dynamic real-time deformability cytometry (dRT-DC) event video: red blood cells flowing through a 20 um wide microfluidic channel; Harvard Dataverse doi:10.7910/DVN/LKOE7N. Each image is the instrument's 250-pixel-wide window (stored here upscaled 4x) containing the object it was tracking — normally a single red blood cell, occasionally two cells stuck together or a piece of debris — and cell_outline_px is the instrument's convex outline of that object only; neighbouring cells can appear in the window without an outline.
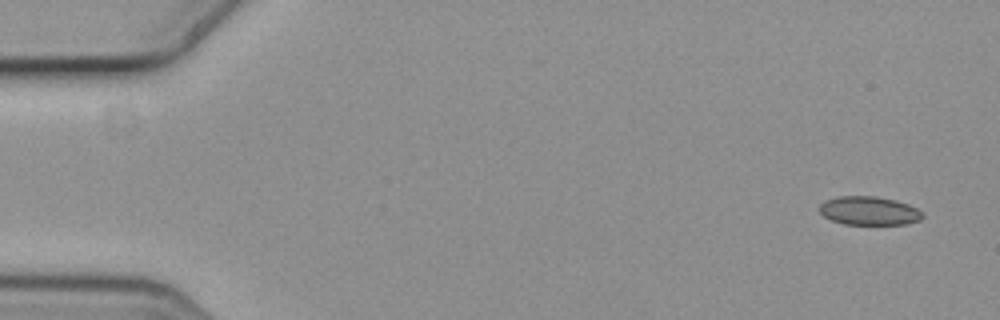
{"species": "common noctule bat (a hibernating species)", "species_latin": "Nyctalus noctula", "temperature_condition": "cold", "stored_images_in_passage": 5, "camera_frame_rate_fps": 3000, "um_per_image_px": 0.085, "animal": {"sex": "female", "body_mass_g": 19.3, "forearm_length_mm": 54.1}, "frame": {"image": 1, "passage_image": 1, "time_ms": 0.0, "image_size_px": [1000, 320], "cell_outline_px": [[924, 216], [920, 220], [908, 224], [844, 224], [832, 220], [824, 216], [820, 212], [820, 204], [824, 200], [840, 196], [876, 196], [896, 200], [908, 204], [924, 212]], "centroid_in_image_um": [73.9, 17.91], "position_along_channel_um": 11.1, "area_um2": 17.28}}
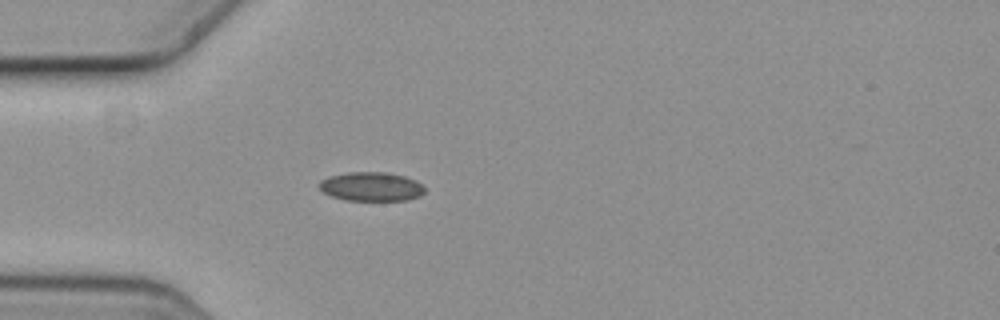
{"frame": {"image": 2, "passage_image": 5, "time_ms": 1.333, "image_size_px": [1000, 320], "cell_outline_px": [[424, 192], [420, 196], [408, 200], [344, 200], [332, 196], [324, 192], [316, 184], [320, 180], [328, 176], [352, 172], [388, 172], [404, 176], [420, 184], [424, 188]], "centroid_in_image_um": [31.52, 15.86], "position_along_channel_um": 53.5, "area_um2": 17.74}}